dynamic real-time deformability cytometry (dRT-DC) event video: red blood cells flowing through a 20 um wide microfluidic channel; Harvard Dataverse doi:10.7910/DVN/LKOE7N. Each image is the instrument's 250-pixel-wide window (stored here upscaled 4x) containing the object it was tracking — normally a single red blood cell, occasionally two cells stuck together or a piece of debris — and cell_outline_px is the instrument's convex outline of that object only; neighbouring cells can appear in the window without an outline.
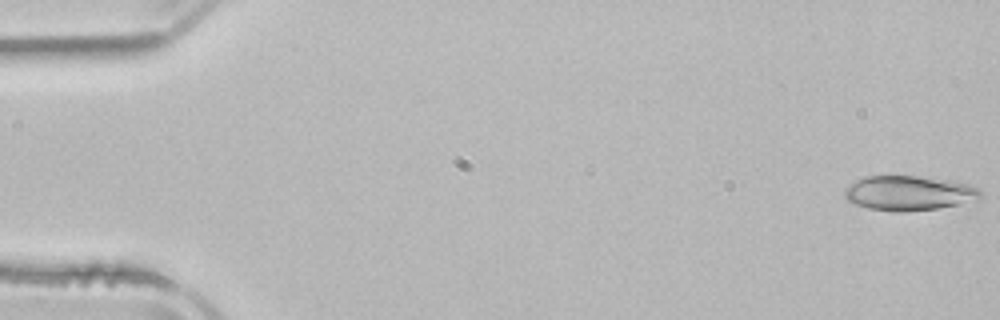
{"species": "common noctule bat (a hibernating species)", "species_latin": "Nyctalus noctula", "temperature_condition": "room temperature", "stored_images_in_passage": 4, "camera_frame_rate_fps": 3000, "um_per_image_px": 0.085, "animal": {"sex": "male", "body_mass_g": 21.5, "forearm_length_mm": 52.0}, "frame": {"image": 1, "passage_image": 1, "time_ms": 0.0, "image_size_px": [1000, 320], "cell_outline_px": [[984, 200], [940, 208], [908, 212], [896, 212], [868, 208], [856, 204], [848, 200], [844, 196], [844, 188], [848, 184], [864, 176], [920, 176], [948, 180], [968, 184], [980, 188], [984, 192]], "centroid_in_image_um": [77.35, 16.42], "position_along_channel_um": 7.7, "area_um2": 28.21}}
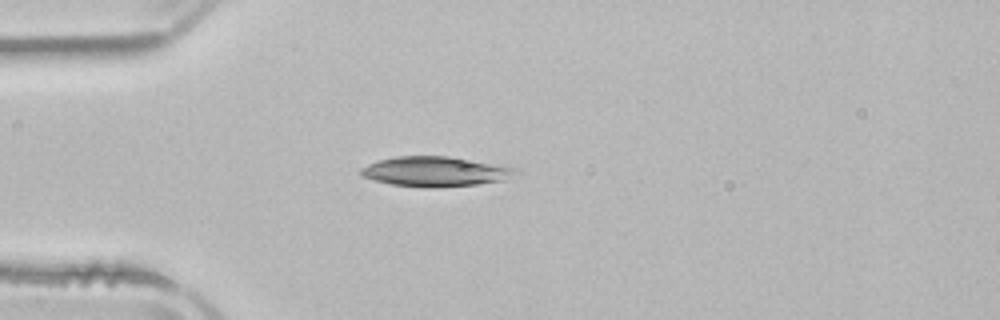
{"frame": {"image": 2, "passage_image": 4, "time_ms": 4.333, "image_size_px": [1000, 320], "cell_outline_px": [[520, 172], [504, 180], [476, 184], [440, 188], [428, 188], [392, 184], [360, 176], [360, 168], [368, 164], [380, 160], [396, 156], [448, 156], [516, 168]], "centroid_in_image_um": [36.98, 14.59], "position_along_channel_um": 48.0, "area_um2": 26.82}}